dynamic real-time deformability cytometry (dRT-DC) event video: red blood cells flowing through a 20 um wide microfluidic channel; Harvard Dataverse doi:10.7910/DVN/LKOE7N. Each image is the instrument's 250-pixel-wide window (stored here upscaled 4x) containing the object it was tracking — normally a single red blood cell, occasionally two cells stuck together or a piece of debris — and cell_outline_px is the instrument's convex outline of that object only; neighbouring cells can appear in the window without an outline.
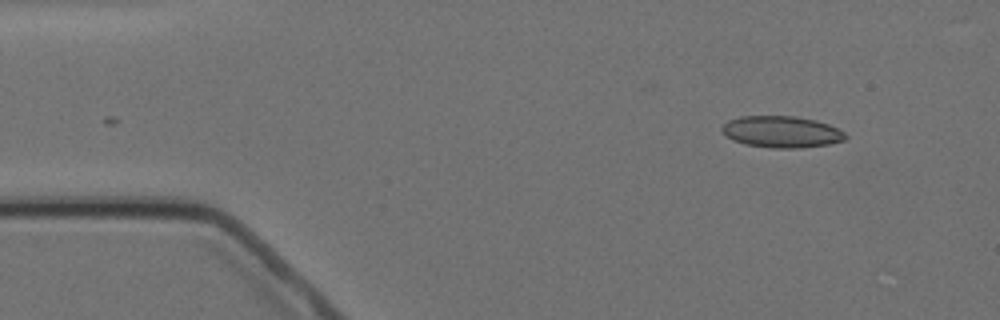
{"species": "Egyptian fruit bat (a non-hibernating species)", "species_latin": "Rousettus aegyptiacus", "temperature_condition": "cold", "stored_images_in_passage": 4, "camera_frame_rate_fps": 3000, "um_per_image_px": 0.085, "animal": {"sex": "female"}, "frame": {"image": 1, "passage_image": 1, "time_ms": 0.0, "image_size_px": [1000, 320], "cell_outline_px": [[848, 136], [844, 140], [828, 144], [800, 148], [772, 148], [744, 144], [732, 140], [720, 128], [728, 120], [740, 116], [796, 116], [816, 120], [828, 124], [844, 132]], "centroid_in_image_um": [66.43, 11.2], "position_along_channel_um": 18.6, "area_um2": 22.72}}
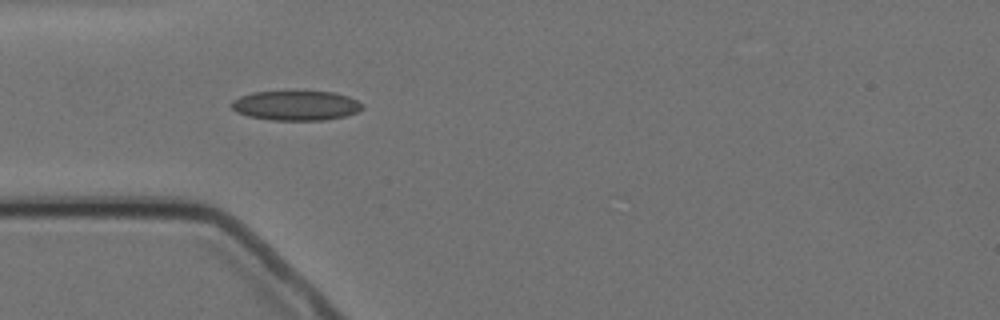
{"frame": {"image": 2, "passage_image": 4, "time_ms": 3.333, "image_size_px": [1000, 320], "cell_outline_px": [[364, 108], [356, 112], [344, 116], [324, 120], [272, 120], [248, 116], [236, 112], [228, 104], [232, 100], [240, 96], [252, 92], [336, 92], [348, 96], [364, 104]], "centroid_in_image_um": [25.14, 8.97], "position_along_channel_um": 59.9, "area_um2": 22.66}}